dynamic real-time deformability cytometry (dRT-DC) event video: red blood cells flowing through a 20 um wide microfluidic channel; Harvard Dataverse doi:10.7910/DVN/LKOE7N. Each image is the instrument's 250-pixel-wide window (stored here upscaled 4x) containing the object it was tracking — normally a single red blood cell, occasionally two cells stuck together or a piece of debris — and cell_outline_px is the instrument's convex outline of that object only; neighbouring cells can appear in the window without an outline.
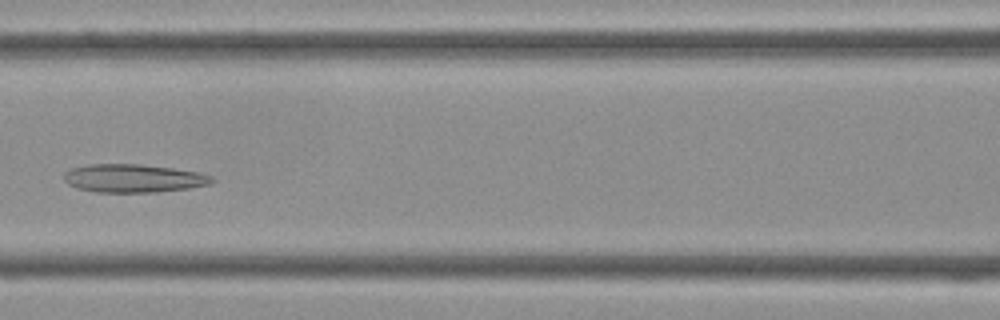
{"species": "Egyptian fruit bat (a non-hibernating species)", "species_latin": "Rousettus aegyptiacus", "temperature_condition": "cold", "stored_images_in_passage": 43, "camera_frame_rate_fps": 3000, "um_per_image_px": 0.085, "frame": {"image": 1, "passage_image": 19, "time_ms": 6.0, "image_size_px": [1000, 320], "cell_outline_px": [[216, 180], [208, 184], [188, 188], [156, 192], [96, 192], [76, 188], [68, 184], [64, 180], [64, 172], [68, 168], [88, 164], [140, 164], [172, 168], [200, 172], [212, 176]], "centroid_in_image_um": [11.3, 15.15], "position_along_channel_um": 155.3, "area_um2": 24.51}}
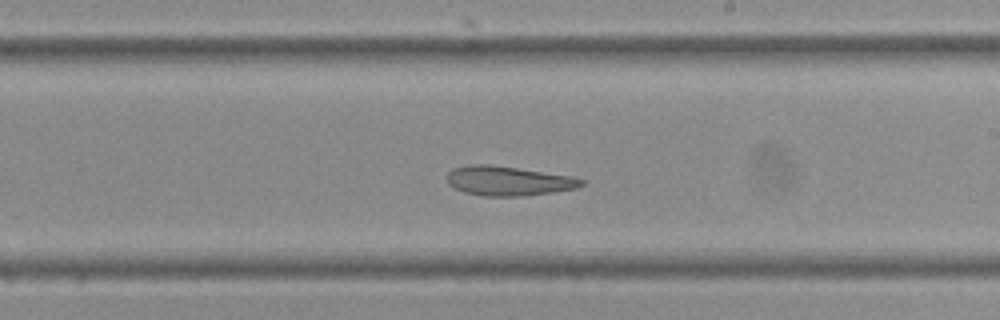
{"frame": {"image": 2, "passage_image": 25, "time_ms": 8.0, "image_size_px": [1000, 320], "cell_outline_px": [[584, 184], [576, 188], [552, 192], [524, 196], [484, 196], [464, 192], [448, 184], [444, 176], [452, 168], [468, 164], [488, 164], [572, 176], [584, 180]], "centroid_in_image_um": [43.15, 15.37], "position_along_channel_um": 245.9, "area_um2": 23.12}}
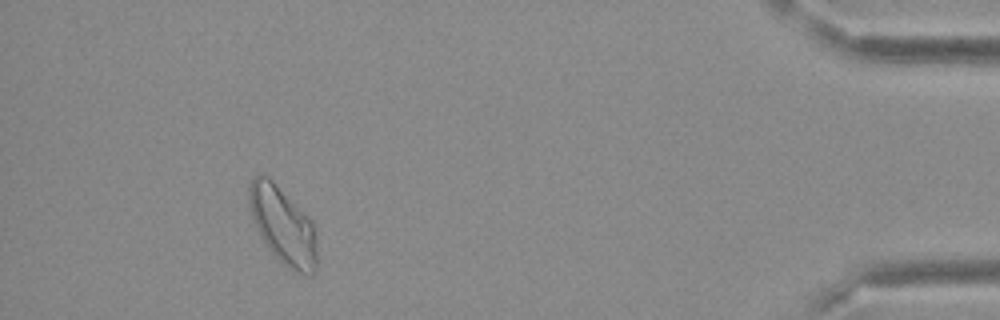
{"frame": {"image": 3, "passage_image": 40, "time_ms": 13.0, "image_size_px": [1000, 320], "cell_outline_px": [[316, 268], [312, 276], [300, 272], [284, 264], [272, 252], [256, 228], [248, 204], [248, 188], [252, 176], [268, 176], [312, 220], [316, 228]], "centroid_in_image_um": [24.05, 19.13], "position_along_channel_um": 411.1, "area_um2": 30.17}}